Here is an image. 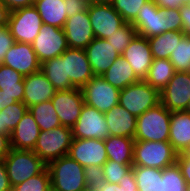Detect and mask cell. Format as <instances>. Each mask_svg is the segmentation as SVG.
Listing matches in <instances>:
<instances>
[{"label":"cell","mask_w":190,"mask_h":191,"mask_svg":"<svg viewBox=\"0 0 190 191\" xmlns=\"http://www.w3.org/2000/svg\"><path fill=\"white\" fill-rule=\"evenodd\" d=\"M137 34L146 38L163 34L167 31H182L179 9H160L153 0L146 2L131 22Z\"/></svg>","instance_id":"obj_1"},{"label":"cell","mask_w":190,"mask_h":191,"mask_svg":"<svg viewBox=\"0 0 190 191\" xmlns=\"http://www.w3.org/2000/svg\"><path fill=\"white\" fill-rule=\"evenodd\" d=\"M54 191H81L87 189L84 167L68 155L47 164Z\"/></svg>","instance_id":"obj_2"},{"label":"cell","mask_w":190,"mask_h":191,"mask_svg":"<svg viewBox=\"0 0 190 191\" xmlns=\"http://www.w3.org/2000/svg\"><path fill=\"white\" fill-rule=\"evenodd\" d=\"M169 111L163 104L148 109L137 117L135 141H169Z\"/></svg>","instance_id":"obj_3"},{"label":"cell","mask_w":190,"mask_h":191,"mask_svg":"<svg viewBox=\"0 0 190 191\" xmlns=\"http://www.w3.org/2000/svg\"><path fill=\"white\" fill-rule=\"evenodd\" d=\"M178 153L169 141H135L133 165L164 169L174 165Z\"/></svg>","instance_id":"obj_4"},{"label":"cell","mask_w":190,"mask_h":191,"mask_svg":"<svg viewBox=\"0 0 190 191\" xmlns=\"http://www.w3.org/2000/svg\"><path fill=\"white\" fill-rule=\"evenodd\" d=\"M3 161L11 187L40 174L47 168V164L31 150L12 148Z\"/></svg>","instance_id":"obj_5"},{"label":"cell","mask_w":190,"mask_h":191,"mask_svg":"<svg viewBox=\"0 0 190 191\" xmlns=\"http://www.w3.org/2000/svg\"><path fill=\"white\" fill-rule=\"evenodd\" d=\"M42 25V19L34 5L10 11L6 19V27L15 42L32 44Z\"/></svg>","instance_id":"obj_6"},{"label":"cell","mask_w":190,"mask_h":191,"mask_svg":"<svg viewBox=\"0 0 190 191\" xmlns=\"http://www.w3.org/2000/svg\"><path fill=\"white\" fill-rule=\"evenodd\" d=\"M159 103L160 92L145 80H140L121 89L118 102L120 106L136 117L148 109L156 107Z\"/></svg>","instance_id":"obj_7"},{"label":"cell","mask_w":190,"mask_h":191,"mask_svg":"<svg viewBox=\"0 0 190 191\" xmlns=\"http://www.w3.org/2000/svg\"><path fill=\"white\" fill-rule=\"evenodd\" d=\"M72 139V129L63 125L52 130L40 131L33 151L48 164L68 154Z\"/></svg>","instance_id":"obj_8"},{"label":"cell","mask_w":190,"mask_h":191,"mask_svg":"<svg viewBox=\"0 0 190 191\" xmlns=\"http://www.w3.org/2000/svg\"><path fill=\"white\" fill-rule=\"evenodd\" d=\"M85 104L96 108L101 113L108 112L119 102L120 89L105 81L102 76H94L82 88Z\"/></svg>","instance_id":"obj_9"},{"label":"cell","mask_w":190,"mask_h":191,"mask_svg":"<svg viewBox=\"0 0 190 191\" xmlns=\"http://www.w3.org/2000/svg\"><path fill=\"white\" fill-rule=\"evenodd\" d=\"M31 45L40 63L61 56L69 48L64 30L45 24Z\"/></svg>","instance_id":"obj_10"},{"label":"cell","mask_w":190,"mask_h":191,"mask_svg":"<svg viewBox=\"0 0 190 191\" xmlns=\"http://www.w3.org/2000/svg\"><path fill=\"white\" fill-rule=\"evenodd\" d=\"M71 129L72 137L78 139L105 140L110 135L104 113L87 104H84L77 122Z\"/></svg>","instance_id":"obj_11"},{"label":"cell","mask_w":190,"mask_h":191,"mask_svg":"<svg viewBox=\"0 0 190 191\" xmlns=\"http://www.w3.org/2000/svg\"><path fill=\"white\" fill-rule=\"evenodd\" d=\"M51 101L61 125L72 128L85 104L81 88L56 91Z\"/></svg>","instance_id":"obj_12"},{"label":"cell","mask_w":190,"mask_h":191,"mask_svg":"<svg viewBox=\"0 0 190 191\" xmlns=\"http://www.w3.org/2000/svg\"><path fill=\"white\" fill-rule=\"evenodd\" d=\"M88 15L95 38L107 39L126 23L112 5L89 4Z\"/></svg>","instance_id":"obj_13"},{"label":"cell","mask_w":190,"mask_h":191,"mask_svg":"<svg viewBox=\"0 0 190 191\" xmlns=\"http://www.w3.org/2000/svg\"><path fill=\"white\" fill-rule=\"evenodd\" d=\"M190 100V72H175L160 92V103L169 111L185 110Z\"/></svg>","instance_id":"obj_14"},{"label":"cell","mask_w":190,"mask_h":191,"mask_svg":"<svg viewBox=\"0 0 190 191\" xmlns=\"http://www.w3.org/2000/svg\"><path fill=\"white\" fill-rule=\"evenodd\" d=\"M67 155L84 168L90 165L103 166L108 160L105 140L95 138H73Z\"/></svg>","instance_id":"obj_15"},{"label":"cell","mask_w":190,"mask_h":191,"mask_svg":"<svg viewBox=\"0 0 190 191\" xmlns=\"http://www.w3.org/2000/svg\"><path fill=\"white\" fill-rule=\"evenodd\" d=\"M66 79L76 88H82L95 75L91 69L85 49L68 48L63 53Z\"/></svg>","instance_id":"obj_16"},{"label":"cell","mask_w":190,"mask_h":191,"mask_svg":"<svg viewBox=\"0 0 190 191\" xmlns=\"http://www.w3.org/2000/svg\"><path fill=\"white\" fill-rule=\"evenodd\" d=\"M63 30L69 48L85 49L95 38L88 9L67 18Z\"/></svg>","instance_id":"obj_17"},{"label":"cell","mask_w":190,"mask_h":191,"mask_svg":"<svg viewBox=\"0 0 190 191\" xmlns=\"http://www.w3.org/2000/svg\"><path fill=\"white\" fill-rule=\"evenodd\" d=\"M121 56L130 64L140 80L147 77L153 61L148 38L136 34Z\"/></svg>","instance_id":"obj_18"},{"label":"cell","mask_w":190,"mask_h":191,"mask_svg":"<svg viewBox=\"0 0 190 191\" xmlns=\"http://www.w3.org/2000/svg\"><path fill=\"white\" fill-rule=\"evenodd\" d=\"M3 64L18 71L23 76L40 71L41 66L32 45L21 42H15L7 51Z\"/></svg>","instance_id":"obj_19"},{"label":"cell","mask_w":190,"mask_h":191,"mask_svg":"<svg viewBox=\"0 0 190 191\" xmlns=\"http://www.w3.org/2000/svg\"><path fill=\"white\" fill-rule=\"evenodd\" d=\"M93 74L102 76L120 56L105 39L94 38L85 48Z\"/></svg>","instance_id":"obj_20"},{"label":"cell","mask_w":190,"mask_h":191,"mask_svg":"<svg viewBox=\"0 0 190 191\" xmlns=\"http://www.w3.org/2000/svg\"><path fill=\"white\" fill-rule=\"evenodd\" d=\"M23 84L25 88L23 103L28 108L51 100L56 92L53 84L41 71L24 76Z\"/></svg>","instance_id":"obj_21"},{"label":"cell","mask_w":190,"mask_h":191,"mask_svg":"<svg viewBox=\"0 0 190 191\" xmlns=\"http://www.w3.org/2000/svg\"><path fill=\"white\" fill-rule=\"evenodd\" d=\"M40 131V127L28 110L17 123L16 128L12 130L10 136L11 148L33 151Z\"/></svg>","instance_id":"obj_22"},{"label":"cell","mask_w":190,"mask_h":191,"mask_svg":"<svg viewBox=\"0 0 190 191\" xmlns=\"http://www.w3.org/2000/svg\"><path fill=\"white\" fill-rule=\"evenodd\" d=\"M110 136L134 138L137 117L119 104L104 113Z\"/></svg>","instance_id":"obj_23"},{"label":"cell","mask_w":190,"mask_h":191,"mask_svg":"<svg viewBox=\"0 0 190 191\" xmlns=\"http://www.w3.org/2000/svg\"><path fill=\"white\" fill-rule=\"evenodd\" d=\"M169 142L178 154L189 150L190 114L188 112L184 110L171 112Z\"/></svg>","instance_id":"obj_24"},{"label":"cell","mask_w":190,"mask_h":191,"mask_svg":"<svg viewBox=\"0 0 190 191\" xmlns=\"http://www.w3.org/2000/svg\"><path fill=\"white\" fill-rule=\"evenodd\" d=\"M34 6L43 24L63 29L68 18L64 0H35Z\"/></svg>","instance_id":"obj_25"},{"label":"cell","mask_w":190,"mask_h":191,"mask_svg":"<svg viewBox=\"0 0 190 191\" xmlns=\"http://www.w3.org/2000/svg\"><path fill=\"white\" fill-rule=\"evenodd\" d=\"M102 77L105 81L120 90L140 81L130 64L122 56H119L114 61Z\"/></svg>","instance_id":"obj_26"},{"label":"cell","mask_w":190,"mask_h":191,"mask_svg":"<svg viewBox=\"0 0 190 191\" xmlns=\"http://www.w3.org/2000/svg\"><path fill=\"white\" fill-rule=\"evenodd\" d=\"M134 138L108 136L105 139V149L108 160L120 164H133Z\"/></svg>","instance_id":"obj_27"},{"label":"cell","mask_w":190,"mask_h":191,"mask_svg":"<svg viewBox=\"0 0 190 191\" xmlns=\"http://www.w3.org/2000/svg\"><path fill=\"white\" fill-rule=\"evenodd\" d=\"M24 76L11 67L0 64V95L14 97L17 102H23Z\"/></svg>","instance_id":"obj_28"},{"label":"cell","mask_w":190,"mask_h":191,"mask_svg":"<svg viewBox=\"0 0 190 191\" xmlns=\"http://www.w3.org/2000/svg\"><path fill=\"white\" fill-rule=\"evenodd\" d=\"M40 71L53 84L56 91L69 90L74 88L69 79H66L65 61L63 54L41 63Z\"/></svg>","instance_id":"obj_29"},{"label":"cell","mask_w":190,"mask_h":191,"mask_svg":"<svg viewBox=\"0 0 190 191\" xmlns=\"http://www.w3.org/2000/svg\"><path fill=\"white\" fill-rule=\"evenodd\" d=\"M185 34L183 31H167L163 34L149 37L148 42L153 59H169L176 44Z\"/></svg>","instance_id":"obj_30"},{"label":"cell","mask_w":190,"mask_h":191,"mask_svg":"<svg viewBox=\"0 0 190 191\" xmlns=\"http://www.w3.org/2000/svg\"><path fill=\"white\" fill-rule=\"evenodd\" d=\"M175 72L174 66L169 59H153L147 77L144 80L161 92L172 79Z\"/></svg>","instance_id":"obj_31"},{"label":"cell","mask_w":190,"mask_h":191,"mask_svg":"<svg viewBox=\"0 0 190 191\" xmlns=\"http://www.w3.org/2000/svg\"><path fill=\"white\" fill-rule=\"evenodd\" d=\"M138 191H162V169L132 166Z\"/></svg>","instance_id":"obj_32"},{"label":"cell","mask_w":190,"mask_h":191,"mask_svg":"<svg viewBox=\"0 0 190 191\" xmlns=\"http://www.w3.org/2000/svg\"><path fill=\"white\" fill-rule=\"evenodd\" d=\"M28 110L33 115L41 131L52 130L61 125L51 100L32 105Z\"/></svg>","instance_id":"obj_33"},{"label":"cell","mask_w":190,"mask_h":191,"mask_svg":"<svg viewBox=\"0 0 190 191\" xmlns=\"http://www.w3.org/2000/svg\"><path fill=\"white\" fill-rule=\"evenodd\" d=\"M28 111L23 102H15L0 110V134L11 136L12 130Z\"/></svg>","instance_id":"obj_34"},{"label":"cell","mask_w":190,"mask_h":191,"mask_svg":"<svg viewBox=\"0 0 190 191\" xmlns=\"http://www.w3.org/2000/svg\"><path fill=\"white\" fill-rule=\"evenodd\" d=\"M177 72H190V36L184 35L169 57Z\"/></svg>","instance_id":"obj_35"},{"label":"cell","mask_w":190,"mask_h":191,"mask_svg":"<svg viewBox=\"0 0 190 191\" xmlns=\"http://www.w3.org/2000/svg\"><path fill=\"white\" fill-rule=\"evenodd\" d=\"M187 183L175 163L162 170V191H186Z\"/></svg>","instance_id":"obj_36"},{"label":"cell","mask_w":190,"mask_h":191,"mask_svg":"<svg viewBox=\"0 0 190 191\" xmlns=\"http://www.w3.org/2000/svg\"><path fill=\"white\" fill-rule=\"evenodd\" d=\"M136 34V29L132 24L130 22H126L113 35H111V37L105 40L108 41L121 56Z\"/></svg>","instance_id":"obj_37"},{"label":"cell","mask_w":190,"mask_h":191,"mask_svg":"<svg viewBox=\"0 0 190 191\" xmlns=\"http://www.w3.org/2000/svg\"><path fill=\"white\" fill-rule=\"evenodd\" d=\"M51 178L48 168L40 174L12 187V191H50Z\"/></svg>","instance_id":"obj_38"},{"label":"cell","mask_w":190,"mask_h":191,"mask_svg":"<svg viewBox=\"0 0 190 191\" xmlns=\"http://www.w3.org/2000/svg\"><path fill=\"white\" fill-rule=\"evenodd\" d=\"M149 0H113L112 6L126 22H132L139 9Z\"/></svg>","instance_id":"obj_39"},{"label":"cell","mask_w":190,"mask_h":191,"mask_svg":"<svg viewBox=\"0 0 190 191\" xmlns=\"http://www.w3.org/2000/svg\"><path fill=\"white\" fill-rule=\"evenodd\" d=\"M133 164H120L117 161L107 160L103 165L105 181L118 184L120 179L132 170Z\"/></svg>","instance_id":"obj_40"},{"label":"cell","mask_w":190,"mask_h":191,"mask_svg":"<svg viewBox=\"0 0 190 191\" xmlns=\"http://www.w3.org/2000/svg\"><path fill=\"white\" fill-rule=\"evenodd\" d=\"M84 177L89 191H102V185L105 182L103 166H86L84 168Z\"/></svg>","instance_id":"obj_41"},{"label":"cell","mask_w":190,"mask_h":191,"mask_svg":"<svg viewBox=\"0 0 190 191\" xmlns=\"http://www.w3.org/2000/svg\"><path fill=\"white\" fill-rule=\"evenodd\" d=\"M102 191H138L133 169L124 175L118 184L105 181L102 185Z\"/></svg>","instance_id":"obj_42"},{"label":"cell","mask_w":190,"mask_h":191,"mask_svg":"<svg viewBox=\"0 0 190 191\" xmlns=\"http://www.w3.org/2000/svg\"><path fill=\"white\" fill-rule=\"evenodd\" d=\"M15 43L13 36L10 34V31L5 27L0 32V64H3L5 54Z\"/></svg>","instance_id":"obj_43"},{"label":"cell","mask_w":190,"mask_h":191,"mask_svg":"<svg viewBox=\"0 0 190 191\" xmlns=\"http://www.w3.org/2000/svg\"><path fill=\"white\" fill-rule=\"evenodd\" d=\"M67 5V16L72 17L77 13L86 11L89 6L88 0H64Z\"/></svg>","instance_id":"obj_44"},{"label":"cell","mask_w":190,"mask_h":191,"mask_svg":"<svg viewBox=\"0 0 190 191\" xmlns=\"http://www.w3.org/2000/svg\"><path fill=\"white\" fill-rule=\"evenodd\" d=\"M176 163L180 167L187 185H190V155L187 153L178 154Z\"/></svg>","instance_id":"obj_45"},{"label":"cell","mask_w":190,"mask_h":191,"mask_svg":"<svg viewBox=\"0 0 190 191\" xmlns=\"http://www.w3.org/2000/svg\"><path fill=\"white\" fill-rule=\"evenodd\" d=\"M160 8L180 9L182 5H188L190 0H153Z\"/></svg>","instance_id":"obj_46"},{"label":"cell","mask_w":190,"mask_h":191,"mask_svg":"<svg viewBox=\"0 0 190 191\" xmlns=\"http://www.w3.org/2000/svg\"><path fill=\"white\" fill-rule=\"evenodd\" d=\"M182 20V31L185 35L190 36V7L188 5H182L179 9Z\"/></svg>","instance_id":"obj_47"},{"label":"cell","mask_w":190,"mask_h":191,"mask_svg":"<svg viewBox=\"0 0 190 191\" xmlns=\"http://www.w3.org/2000/svg\"><path fill=\"white\" fill-rule=\"evenodd\" d=\"M8 12L34 5L35 0H3Z\"/></svg>","instance_id":"obj_48"},{"label":"cell","mask_w":190,"mask_h":191,"mask_svg":"<svg viewBox=\"0 0 190 191\" xmlns=\"http://www.w3.org/2000/svg\"><path fill=\"white\" fill-rule=\"evenodd\" d=\"M0 191H12L4 161H0Z\"/></svg>","instance_id":"obj_49"},{"label":"cell","mask_w":190,"mask_h":191,"mask_svg":"<svg viewBox=\"0 0 190 191\" xmlns=\"http://www.w3.org/2000/svg\"><path fill=\"white\" fill-rule=\"evenodd\" d=\"M11 149L10 137L0 134V161L4 160Z\"/></svg>","instance_id":"obj_50"},{"label":"cell","mask_w":190,"mask_h":191,"mask_svg":"<svg viewBox=\"0 0 190 191\" xmlns=\"http://www.w3.org/2000/svg\"><path fill=\"white\" fill-rule=\"evenodd\" d=\"M17 102L14 97L7 95H0V110L4 109L8 105L14 104Z\"/></svg>","instance_id":"obj_51"},{"label":"cell","mask_w":190,"mask_h":191,"mask_svg":"<svg viewBox=\"0 0 190 191\" xmlns=\"http://www.w3.org/2000/svg\"><path fill=\"white\" fill-rule=\"evenodd\" d=\"M8 16V11L4 5V1L0 0V20H6Z\"/></svg>","instance_id":"obj_52"},{"label":"cell","mask_w":190,"mask_h":191,"mask_svg":"<svg viewBox=\"0 0 190 191\" xmlns=\"http://www.w3.org/2000/svg\"><path fill=\"white\" fill-rule=\"evenodd\" d=\"M89 4L111 5L113 0H88Z\"/></svg>","instance_id":"obj_53"},{"label":"cell","mask_w":190,"mask_h":191,"mask_svg":"<svg viewBox=\"0 0 190 191\" xmlns=\"http://www.w3.org/2000/svg\"><path fill=\"white\" fill-rule=\"evenodd\" d=\"M6 27V20H0V32Z\"/></svg>","instance_id":"obj_54"},{"label":"cell","mask_w":190,"mask_h":191,"mask_svg":"<svg viewBox=\"0 0 190 191\" xmlns=\"http://www.w3.org/2000/svg\"><path fill=\"white\" fill-rule=\"evenodd\" d=\"M184 111H186V112H188L190 114V100L188 101V104H187Z\"/></svg>","instance_id":"obj_55"},{"label":"cell","mask_w":190,"mask_h":191,"mask_svg":"<svg viewBox=\"0 0 190 191\" xmlns=\"http://www.w3.org/2000/svg\"><path fill=\"white\" fill-rule=\"evenodd\" d=\"M186 191H190V185H187V190Z\"/></svg>","instance_id":"obj_56"}]
</instances>
